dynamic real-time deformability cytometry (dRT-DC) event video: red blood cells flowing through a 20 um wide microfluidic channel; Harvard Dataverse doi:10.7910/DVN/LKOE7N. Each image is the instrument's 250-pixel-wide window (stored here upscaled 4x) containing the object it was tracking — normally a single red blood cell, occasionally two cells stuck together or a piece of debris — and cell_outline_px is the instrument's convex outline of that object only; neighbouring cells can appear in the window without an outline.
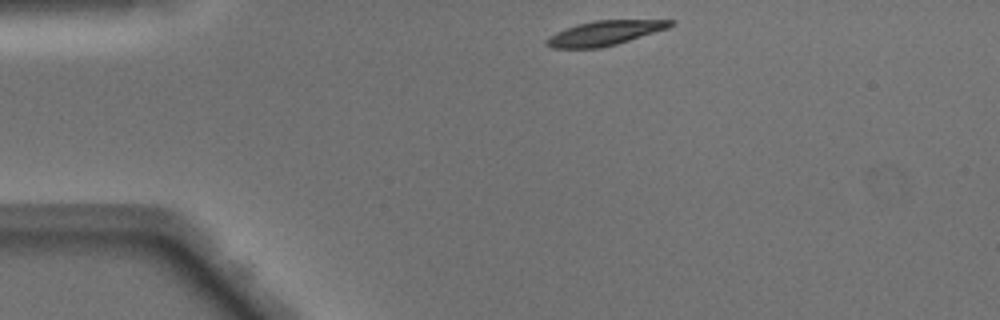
{"species": "Egyptian fruit bat (a non-hibernating species)", "species_latin": "Rousettus aegyptiacus", "temperature_condition": "warm", "stored_images_in_passage": 40, "camera_frame_rate_fps": 3000, "um_per_image_px": 0.085, "animal": {"sex": "male"}, "frame": {"image": 1, "passage_image": 1, "time_ms": 0.0, "image_size_px": [1000, 320], "cell_outline_px": [[676, 24], [668, 28], [616, 44], [600, 48], [552, 48], [544, 40], [548, 36], [556, 32], [576, 24], [592, 20], [676, 20]], "centroid_in_image_um": [51.4, 2.8], "position_along_channel_um": 33.6, "area_um2": 17.74}}
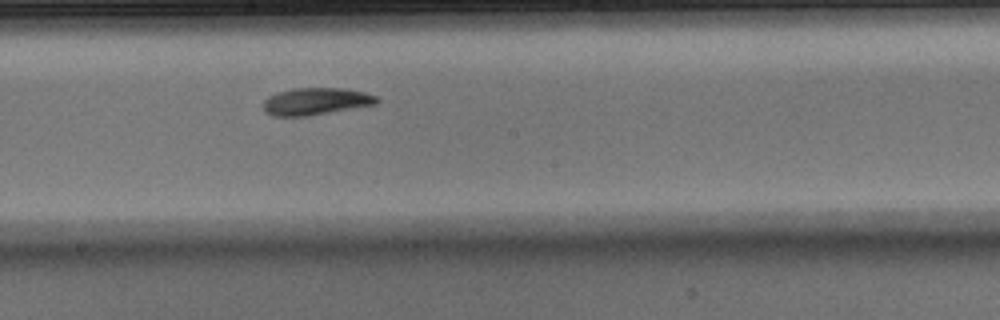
{"frame": {"image": 2, "passage_image": 18, "time_ms": 5.667, "image_size_px": [1000, 320], "cell_outline_px": [[380, 100], [376, 104], [308, 116], [272, 116], [264, 112], [264, 100], [268, 96], [276, 92], [292, 88], [344, 88], [364, 92], [376, 96]], "centroid_in_image_um": [26.82, 8.61], "position_along_channel_um": 221.4, "area_um2": 18.03}}
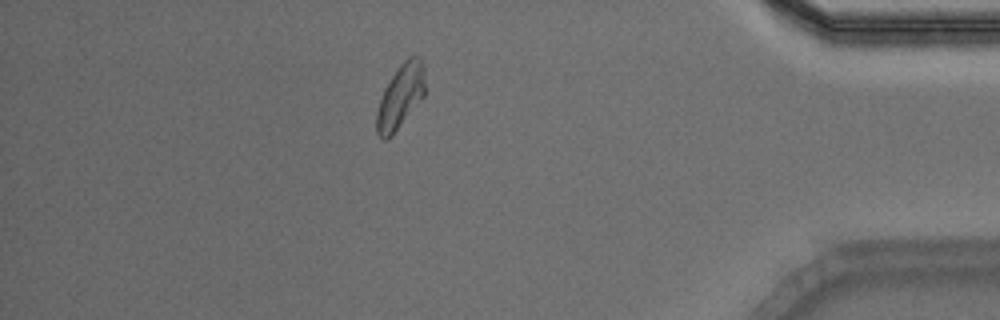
{"frame": {"image": 3, "passage_image": 34, "time_ms": 11.0, "image_size_px": [1000, 320], "cell_outline_px": [[424, 96], [392, 136], [388, 140], [384, 140], [376, 132], [376, 112], [384, 88], [400, 64], [408, 56], [420, 56], [424, 60]], "centroid_in_image_um": [34.04, 8.19], "position_along_channel_um": 401.2, "area_um2": 18.15}, "authors_computed_cell_mechanics": {"area_um2": 18.0914, "velocity_mm_per_s": 4.0944, "shape_relaxation_time_tau1_ms": 3.988, "shape_relaxation_time_tau2_ms": 3.8049, "deformation_change_tau1": 0.1427, "deformation_change_tau2": 0.0887}}